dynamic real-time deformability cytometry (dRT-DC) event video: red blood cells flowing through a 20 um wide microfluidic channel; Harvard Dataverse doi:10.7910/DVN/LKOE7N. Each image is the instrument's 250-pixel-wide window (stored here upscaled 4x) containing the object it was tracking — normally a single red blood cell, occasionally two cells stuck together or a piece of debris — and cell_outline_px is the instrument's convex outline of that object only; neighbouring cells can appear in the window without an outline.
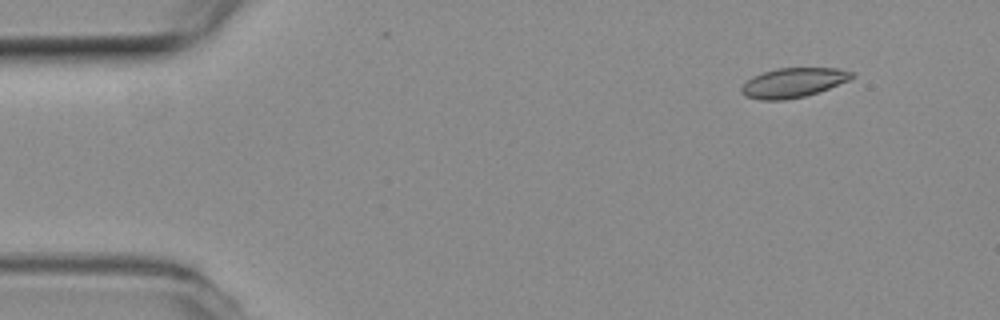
{"species": "common noctule bat (a hibernating species)", "species_latin": "Nyctalus noctula", "temperature_condition": "room temperature", "stored_images_in_passage": 51, "camera_frame_rate_fps": 3000, "um_per_image_px": 0.085, "animal": {"sex": "female", "body_mass_g": 19.3, "forearm_length_mm": 54.1}, "frame": {"image": 1, "passage_image": 2, "time_ms": 0.333, "image_size_px": [1000, 320], "cell_outline_px": [[856, 76], [848, 80], [828, 88], [804, 96], [784, 100], [760, 100], [748, 96], [740, 88], [752, 76], [776, 68], [836, 68], [852, 72]], "centroid_in_image_um": [67.43, 7.01], "position_along_channel_um": 17.6, "area_um2": 18.61}}
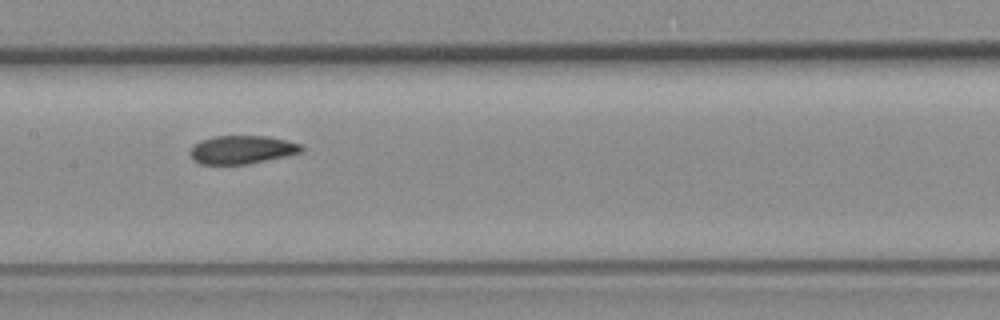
{"frame": {"image": 2, "passage_image": 23, "time_ms": 7.333, "image_size_px": [1000, 320], "cell_outline_px": [[304, 148], [300, 152], [284, 156], [248, 164], [200, 164], [192, 160], [192, 148], [200, 140], [212, 136], [268, 136], [300, 144]], "centroid_in_image_um": [20.54, 12.72], "position_along_channel_um": 186.9, "area_um2": 18.09}}
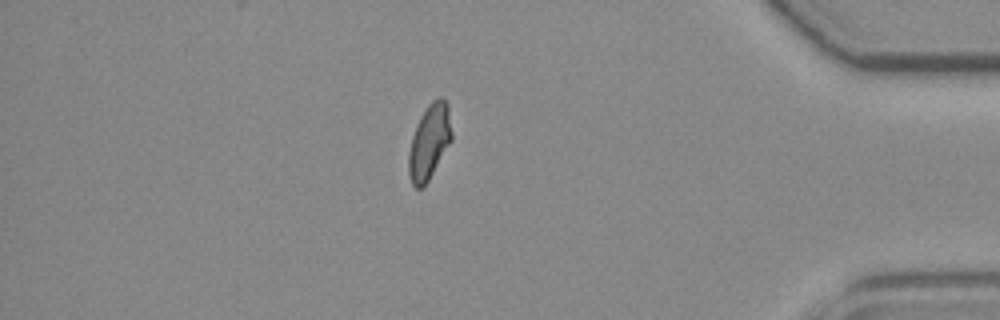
{"frame": {"image": 3, "passage_image": 43, "time_ms": 14.0, "image_size_px": [1000, 320], "cell_outline_px": [[452, 140], [428, 180], [420, 188], [416, 188], [412, 184], [408, 172], [408, 152], [412, 136], [416, 124], [420, 116], [428, 104], [432, 100], [440, 96], [444, 96], [448, 104], [452, 132]], "centroid_in_image_um": [36.49, 12.0], "position_along_channel_um": 398.7, "area_um2": 18.9}, "authors_computed_cell_mechanics": {"area_um2": 18.9006, "velocity_mm_per_s": 3.7847, "shape_relaxation_time_tau1_ms": null, "shape_relaxation_time_tau2_ms": 2.6288, "deformation_change_tau1": null, "deformation_change_tau2": 0.0656}}